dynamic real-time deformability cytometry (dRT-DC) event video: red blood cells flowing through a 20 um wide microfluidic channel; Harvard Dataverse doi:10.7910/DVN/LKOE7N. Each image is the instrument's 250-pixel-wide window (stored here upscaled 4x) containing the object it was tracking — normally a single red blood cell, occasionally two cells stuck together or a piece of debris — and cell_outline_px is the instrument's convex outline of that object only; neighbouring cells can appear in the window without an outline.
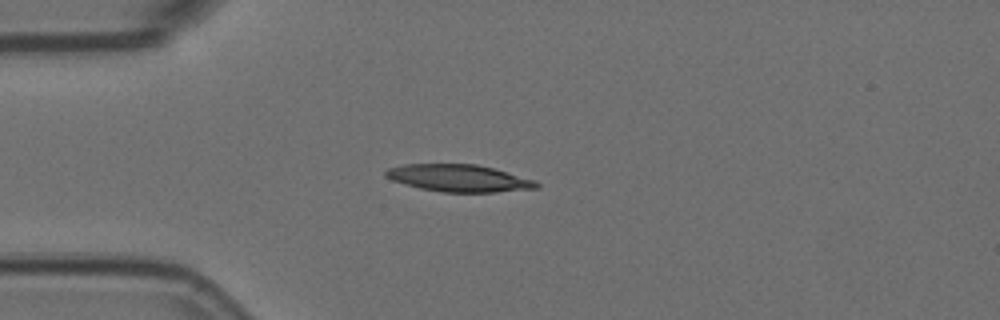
{"species": "Egyptian fruit bat (a non-hibernating species)", "species_latin": "Rousettus aegyptiacus", "temperature_condition": "room temperature", "stored_images_in_passage": 1, "camera_frame_rate_fps": 3000, "um_per_image_px": 0.085, "animal": {"sex": "female"}, "frame": {"image": 1, "passage_image": 1, "time_ms": 0.0, "image_size_px": [1000, 320], "cell_outline_px": [[540, 188], [496, 192], [444, 192], [420, 188], [392, 180], [384, 176], [384, 172], [388, 168], [404, 164], [476, 164], [492, 168], [536, 180], [540, 184]], "centroid_in_image_um": [39.02, 15.14], "position_along_channel_um": 46.0, "area_um2": 23.81}}